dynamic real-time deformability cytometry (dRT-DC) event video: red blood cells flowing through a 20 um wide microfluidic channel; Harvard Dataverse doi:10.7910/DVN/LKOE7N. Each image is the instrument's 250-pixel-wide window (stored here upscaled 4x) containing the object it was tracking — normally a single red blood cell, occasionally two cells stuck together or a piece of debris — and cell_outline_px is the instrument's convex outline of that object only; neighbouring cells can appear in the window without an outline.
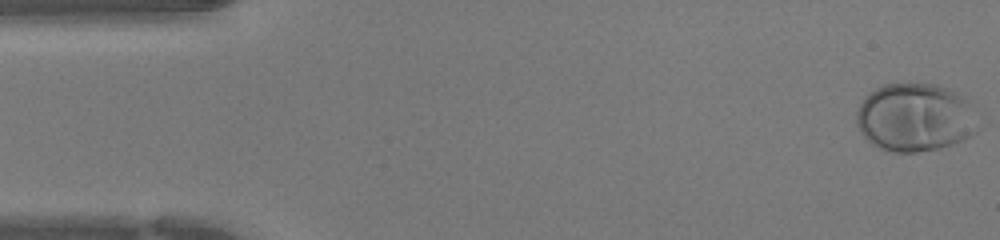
{"species": "human", "species_latin": "Homo sapiens", "temperature_condition": "warm", "stored_images_in_passage": 44, "camera_frame_rate_fps": 3000, "um_per_image_px": 0.085, "donor": {"sex": "female"}, "frame": {"image": 1, "passage_image": 1, "time_ms": 0.0, "image_size_px": [1000, 240], "cell_outline_px": [[980, 128], [976, 132], [964, 140], [936, 148], [916, 152], [892, 152], [880, 148], [872, 144], [860, 132], [856, 124], [856, 112], [864, 96], [876, 88], [884, 84], [936, 84], [948, 88], [964, 96]], "centroid_in_image_um": [77.75, 9.98], "position_along_channel_um": 7.2, "area_um2": 48.26}}
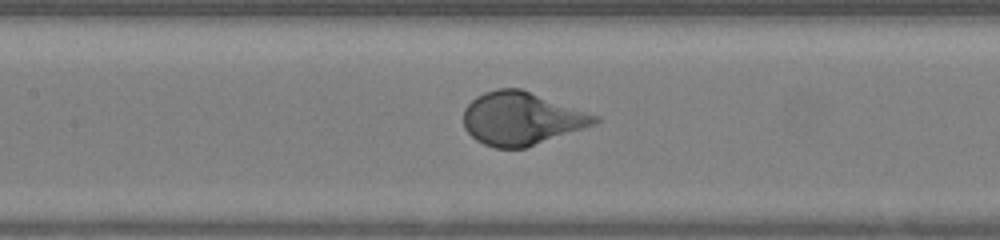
{"frame": {"image": 2, "passage_image": 20, "time_ms": 6.333, "image_size_px": [1000, 240], "cell_outline_px": [[600, 120], [596, 124], [524, 148], [496, 148], [484, 144], [476, 140], [464, 128], [464, 108], [476, 96], [484, 92], [496, 88], [520, 88], [600, 116]], "centroid_in_image_um": [44.32, 10.07], "position_along_channel_um": 163.1, "area_um2": 40.4}}
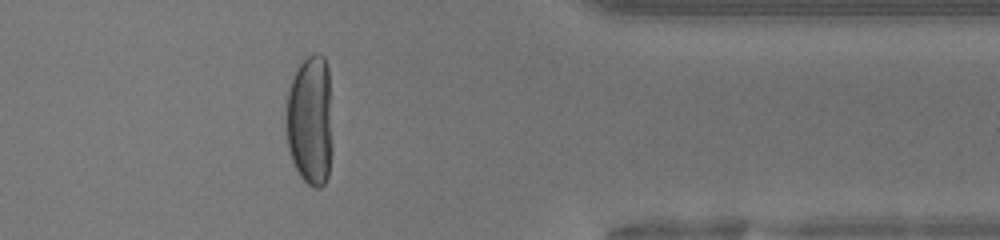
{"frame": {"image": 3, "passage_image": 36, "time_ms": 11.667, "image_size_px": [1000, 240], "cell_outline_px": [[332, 152], [328, 176], [324, 184], [320, 188], [312, 188], [300, 176], [292, 160], [288, 148], [284, 116], [288, 92], [296, 68], [312, 52], [316, 52], [324, 56], [328, 68], [332, 144]], "centroid_in_image_um": [26.36, 10.25], "position_along_channel_um": 385.0, "area_um2": 35.89}}